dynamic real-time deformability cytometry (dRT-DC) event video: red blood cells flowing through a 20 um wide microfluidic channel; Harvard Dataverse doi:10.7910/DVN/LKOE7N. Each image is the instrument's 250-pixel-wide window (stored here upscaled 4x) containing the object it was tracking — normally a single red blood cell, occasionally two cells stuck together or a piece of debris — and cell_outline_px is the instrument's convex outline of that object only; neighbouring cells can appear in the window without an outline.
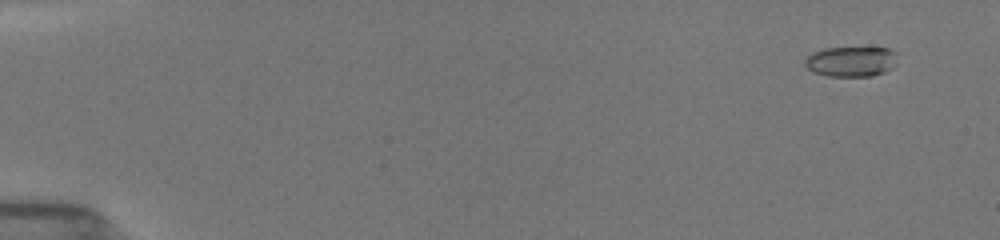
{"species": "common noctule bat (a hibernating species)", "species_latin": "Nyctalus noctula", "temperature_condition": "room temperature", "stored_images_in_passage": 54, "camera_frame_rate_fps": 3000, "um_per_image_px": 0.085, "animal": {"sex": "female", "body_mass_g": 19.5, "forearm_length_mm": 54.1}, "frame": {"image": 1, "passage_image": 4, "time_ms": 1.0, "image_size_px": [1000, 240], "cell_outline_px": [[896, 52], [892, 68], [884, 72], [872, 76], [828, 76], [812, 72], [804, 64], [804, 60], [812, 52], [824, 48], [888, 48]], "centroid_in_image_um": [72.3, 5.23], "position_along_channel_um": 12.7, "area_um2": 16.18}}
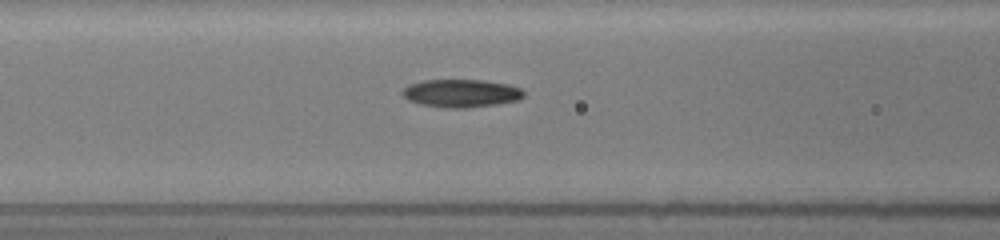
{"frame": {"image": 2, "passage_image": 24, "time_ms": 7.667, "image_size_px": [1000, 240], "cell_outline_px": [[524, 96], [516, 100], [496, 104], [464, 108], [448, 108], [420, 104], [408, 100], [400, 92], [408, 84], [424, 80], [484, 80], [508, 84], [520, 88], [524, 92]], "centroid_in_image_um": [39.17, 7.92], "position_along_channel_um": 127.4, "area_um2": 19.71}}
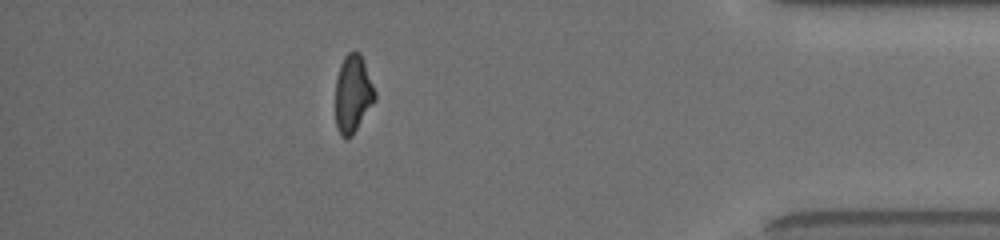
{"frame": {"image": 3, "passage_image": 48, "time_ms": 15.667, "image_size_px": [1000, 240], "cell_outline_px": [[376, 100], [352, 136], [340, 136], [336, 128], [336, 80], [340, 64], [344, 56], [348, 52], [360, 52], [376, 92]], "centroid_in_image_um": [30.0, 7.98], "position_along_channel_um": 405.2, "area_um2": 17.86}, "authors_computed_cell_mechanics": {"area_um2": 18.2648, "velocity_mm_per_s": 3.9405, "shape_relaxation_time_tau1_ms": 4.6233, "shape_relaxation_time_tau2_ms": 4.2587, "deformation_change_tau1": 0.1681, "deformation_change_tau2": 0.116}}